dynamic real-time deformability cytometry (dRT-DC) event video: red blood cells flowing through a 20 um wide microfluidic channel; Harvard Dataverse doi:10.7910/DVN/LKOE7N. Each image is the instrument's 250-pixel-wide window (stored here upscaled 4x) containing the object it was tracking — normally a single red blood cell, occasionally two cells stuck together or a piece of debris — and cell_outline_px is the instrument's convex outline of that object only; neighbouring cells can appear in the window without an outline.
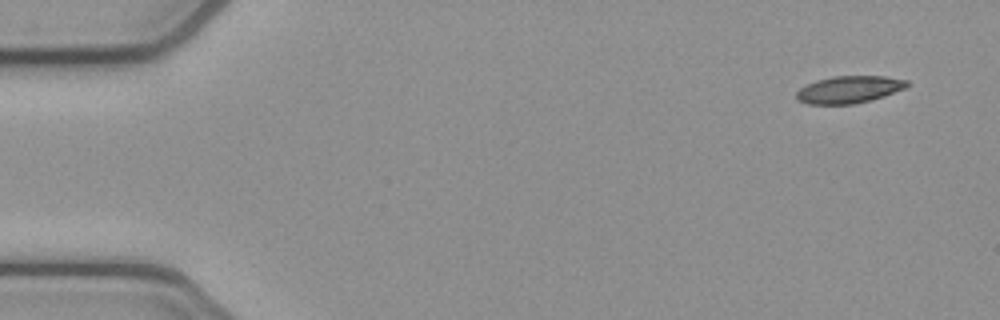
{"species": "common noctule bat (a hibernating species)", "species_latin": "Nyctalus noctula", "temperature_condition": "cold", "stored_images_in_passage": 3, "camera_frame_rate_fps": 3000, "um_per_image_px": 0.085, "animal": {"sex": "female", "body_mass_g": 21.9}, "frame": {"image": 1, "passage_image": 1, "time_ms": 0.0, "image_size_px": [1000, 320], "cell_outline_px": [[908, 88], [884, 96], [852, 104], [808, 104], [796, 100], [796, 92], [800, 88], [816, 80], [832, 76], [884, 76], [908, 80]], "centroid_in_image_um": [72.17, 7.6], "position_along_channel_um": 12.8, "area_um2": 17.57}}